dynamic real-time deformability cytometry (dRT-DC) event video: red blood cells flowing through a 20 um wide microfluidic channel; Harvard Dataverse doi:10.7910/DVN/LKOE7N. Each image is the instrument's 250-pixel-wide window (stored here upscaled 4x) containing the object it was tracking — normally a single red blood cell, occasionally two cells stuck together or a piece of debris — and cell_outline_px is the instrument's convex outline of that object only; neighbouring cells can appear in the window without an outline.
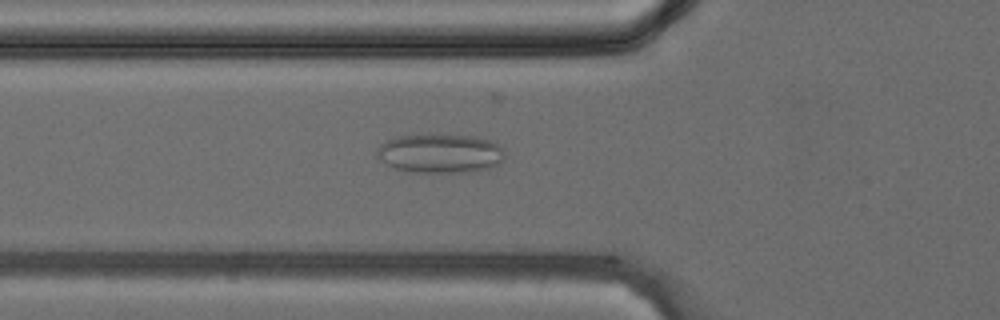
{"species": "common noctule bat (a hibernating species)", "species_latin": "Nyctalus noctula", "temperature_condition": "cold", "stored_images_in_passage": 11, "camera_frame_rate_fps": 3000, "um_per_image_px": 0.085, "animal": {"sex": "female", "body_mass_g": 24.6, "forearm_length_mm": 56.2}, "frame": {"image": 1, "passage_image": 7, "time_ms": 2.0, "image_size_px": [1000, 320], "cell_outline_px": [[504, 160], [500, 164], [476, 172], [408, 172], [392, 168], [380, 160], [376, 156], [376, 148], [380, 144], [388, 140], [400, 136], [428, 132], [476, 136], [492, 140], [504, 148]], "centroid_in_image_um": [37.42, 13.01], "position_along_channel_um": 88.4, "area_um2": 30.35}}